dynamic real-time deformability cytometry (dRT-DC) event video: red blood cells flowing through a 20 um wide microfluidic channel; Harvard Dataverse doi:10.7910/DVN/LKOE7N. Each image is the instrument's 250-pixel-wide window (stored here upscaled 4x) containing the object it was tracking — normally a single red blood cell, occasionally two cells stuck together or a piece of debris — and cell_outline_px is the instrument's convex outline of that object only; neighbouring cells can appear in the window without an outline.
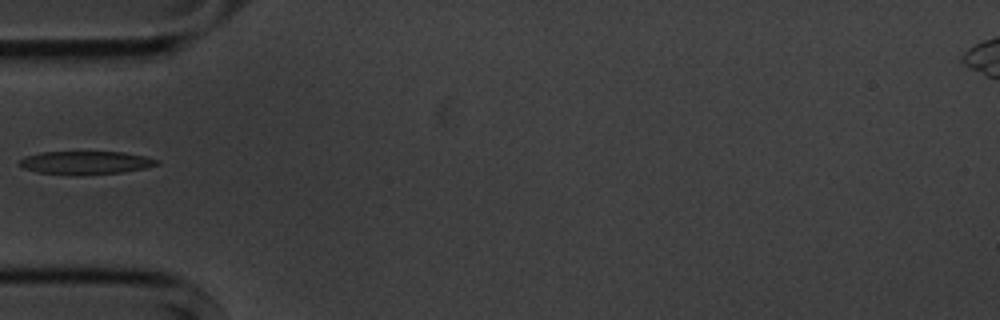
{"species": "common noctule bat (a hibernating species)", "species_latin": "Nyctalus noctula", "temperature_condition": "cold", "stored_images_in_passage": 34, "camera_frame_rate_fps": 3000, "um_per_image_px": 0.085, "animal": {"sex": "male", "body_mass_g": 20.1, "forearm_length_mm": 53.5}, "frame": {"image": 1, "passage_image": 1, "time_ms": 0.0, "image_size_px": [1000, 320], "cell_outline_px": [[160, 164], [148, 168], [124, 172], [36, 172], [24, 168], [20, 164], [20, 160], [28, 156], [40, 152], [124, 152], [144, 156], [160, 160]], "centroid_in_image_um": [7.39, 13.78], "position_along_channel_um": 77.6, "area_um2": 17.51}}
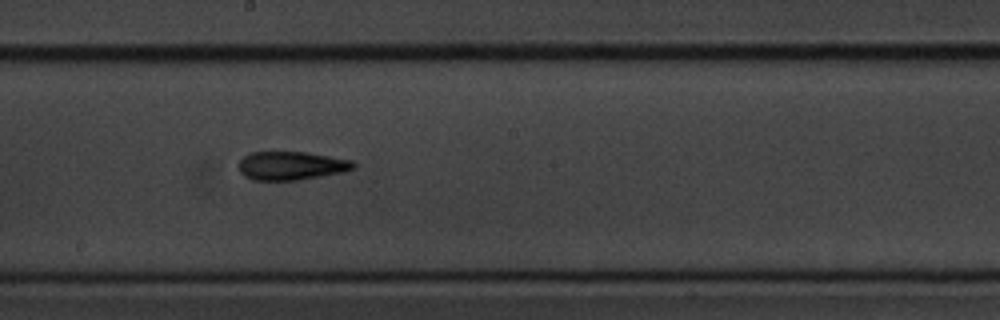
{"frame": {"image": 2, "passage_image": 13, "time_ms": 4.0, "image_size_px": [1000, 320], "cell_outline_px": [[356, 168], [344, 172], [296, 180], [252, 180], [244, 176], [240, 172], [240, 160], [244, 156], [252, 152], [304, 152], [352, 160], [356, 164]], "centroid_in_image_um": [24.77, 14.09], "position_along_channel_um": 223.4, "area_um2": 18.96}}
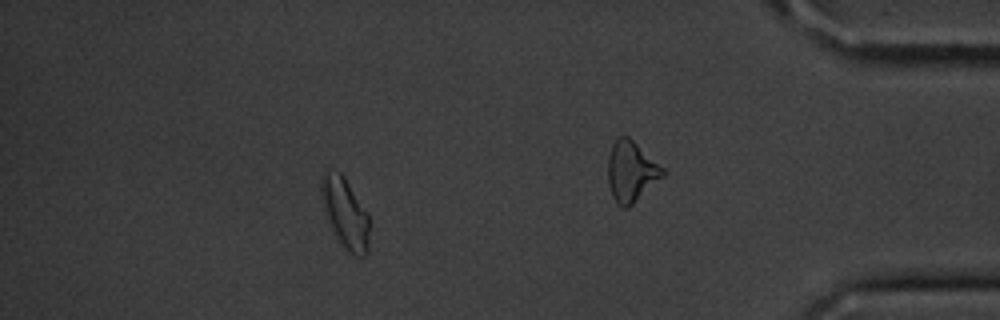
{"frame": {"image": 3, "passage_image": 27, "time_ms": 8.667, "image_size_px": [1000, 320], "cell_outline_px": [[368, 252], [364, 256], [356, 256], [348, 252], [332, 228], [324, 212], [320, 192], [320, 180], [324, 172], [328, 168], [340, 172], [344, 176], [368, 212]], "centroid_in_image_um": [29.32, 18.04], "position_along_channel_um": 405.9, "area_um2": 19.71}}